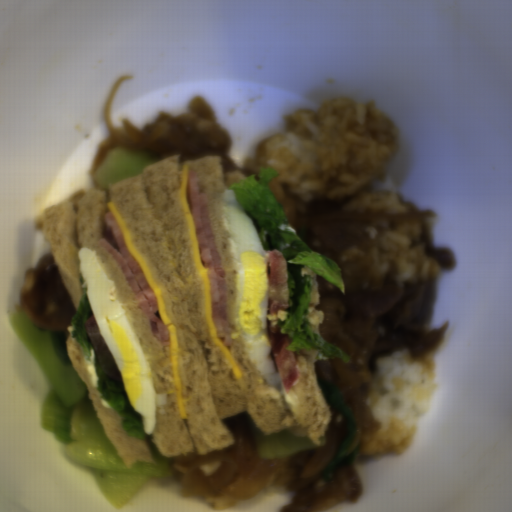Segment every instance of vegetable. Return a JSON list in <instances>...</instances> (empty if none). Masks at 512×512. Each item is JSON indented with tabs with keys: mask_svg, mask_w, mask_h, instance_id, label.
<instances>
[{
	"mask_svg": "<svg viewBox=\"0 0 512 512\" xmlns=\"http://www.w3.org/2000/svg\"><path fill=\"white\" fill-rule=\"evenodd\" d=\"M10 320L16 337L50 384L39 411L40 427L63 444L66 457L90 468L99 493L111 508L121 510L154 478L173 476L172 456L159 451L152 433L145 432L152 462L138 460L126 467L69 358L67 343L70 334L73 338V323L61 332H49L31 322L20 306Z\"/></svg>",
	"mask_w": 512,
	"mask_h": 512,
	"instance_id": "vegetable-1",
	"label": "vegetable"
},
{
	"mask_svg": "<svg viewBox=\"0 0 512 512\" xmlns=\"http://www.w3.org/2000/svg\"><path fill=\"white\" fill-rule=\"evenodd\" d=\"M158 161L149 155L113 146L92 173L93 180L99 189L108 190L109 186L143 173L144 167Z\"/></svg>",
	"mask_w": 512,
	"mask_h": 512,
	"instance_id": "vegetable-2",
	"label": "vegetable"
},
{
	"mask_svg": "<svg viewBox=\"0 0 512 512\" xmlns=\"http://www.w3.org/2000/svg\"><path fill=\"white\" fill-rule=\"evenodd\" d=\"M317 384L322 392L325 402L329 407H334L347 416V427L338 446L334 457L322 472L325 482H331L337 467L352 465L359 454L360 448L346 454L353 443L356 432L357 423L352 415L350 408L347 406L342 393L327 378L316 379Z\"/></svg>",
	"mask_w": 512,
	"mask_h": 512,
	"instance_id": "vegetable-3",
	"label": "vegetable"
},
{
	"mask_svg": "<svg viewBox=\"0 0 512 512\" xmlns=\"http://www.w3.org/2000/svg\"><path fill=\"white\" fill-rule=\"evenodd\" d=\"M249 416L256 448L261 458L280 459L306 449H317L318 444L312 439L298 435L294 427L266 434L259 428L250 413Z\"/></svg>",
	"mask_w": 512,
	"mask_h": 512,
	"instance_id": "vegetable-4",
	"label": "vegetable"
}]
</instances>
